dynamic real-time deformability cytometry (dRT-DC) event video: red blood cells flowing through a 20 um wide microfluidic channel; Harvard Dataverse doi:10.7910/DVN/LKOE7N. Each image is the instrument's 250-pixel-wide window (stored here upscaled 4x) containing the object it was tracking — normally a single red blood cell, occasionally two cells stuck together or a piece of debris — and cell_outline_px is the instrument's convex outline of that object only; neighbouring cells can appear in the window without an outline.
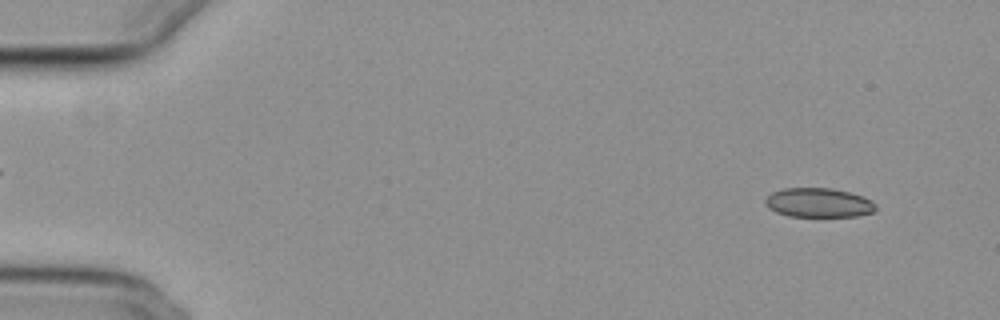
{"species": "common noctule bat (a hibernating species)", "species_latin": "Nyctalus noctula", "temperature_condition": "cold", "stored_images_in_passage": 55, "camera_frame_rate_fps": 3000, "um_per_image_px": 0.085, "animal": {"sex": "female", "body_mass_g": 29.2, "forearm_length_mm": 56.3}, "frame": {"image": 1, "passage_image": 4, "time_ms": 1.0, "image_size_px": [1000, 320], "cell_outline_px": [[876, 212], [856, 216], [788, 216], [776, 212], [768, 208], [764, 204], [764, 200], [772, 192], [784, 188], [832, 188], [864, 196], [872, 200], [876, 204]], "centroid_in_image_um": [69.59, 17.23], "position_along_channel_um": 15.4, "area_um2": 19.02}}
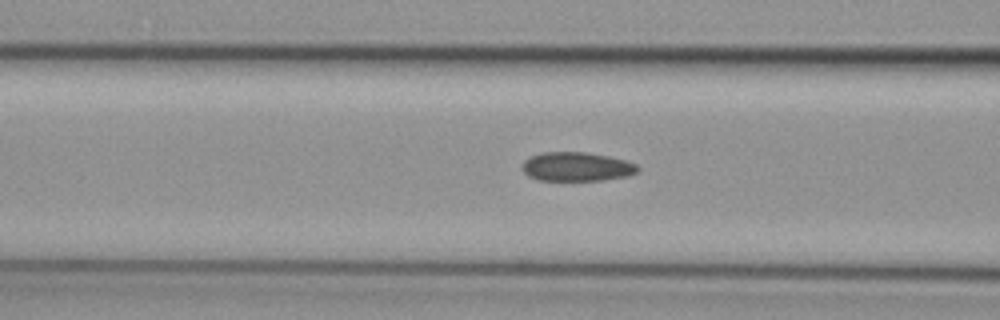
{"frame": {"image": 2, "passage_image": 22, "time_ms": 7.0, "image_size_px": [1000, 320], "cell_outline_px": [[640, 172], [628, 176], [604, 180], [536, 180], [528, 176], [520, 168], [524, 160], [532, 156], [544, 152], [584, 152], [608, 156], [624, 160], [636, 164], [640, 168]], "centroid_in_image_um": [49.02, 14.18], "position_along_channel_um": 117.6, "area_um2": 19.65}}
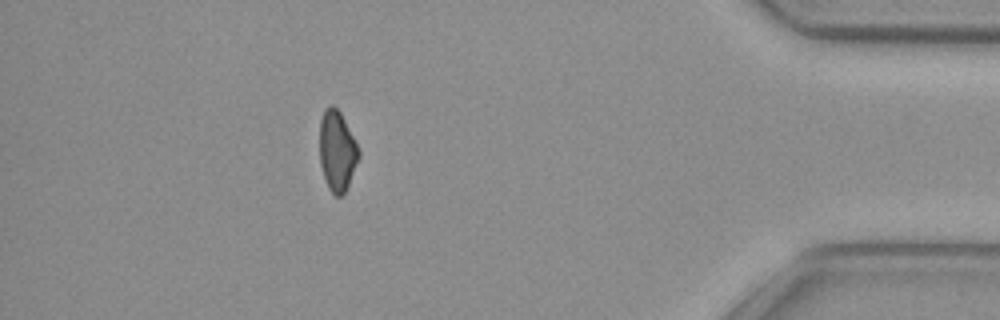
{"frame": {"image": 3, "passage_image": 49, "time_ms": 16.0, "image_size_px": [1000, 320], "cell_outline_px": [[360, 156], [348, 184], [344, 192], [340, 196], [336, 196], [328, 188], [324, 180], [320, 164], [320, 120], [324, 108], [332, 104], [340, 112], [360, 152]], "centroid_in_image_um": [28.63, 12.82], "position_along_channel_um": 406.6, "area_um2": 18.09}}